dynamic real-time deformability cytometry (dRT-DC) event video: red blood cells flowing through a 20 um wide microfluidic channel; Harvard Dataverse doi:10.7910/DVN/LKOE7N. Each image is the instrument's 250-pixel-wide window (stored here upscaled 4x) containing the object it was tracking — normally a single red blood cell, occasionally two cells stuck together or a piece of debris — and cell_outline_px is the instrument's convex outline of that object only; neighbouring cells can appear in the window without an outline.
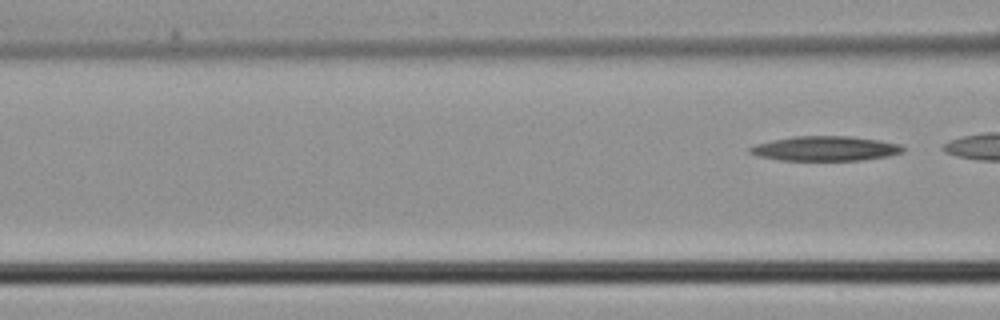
{"species": "common noctule bat (a hibernating species)", "species_latin": "Nyctalus noctula", "temperature_condition": "cold", "stored_images_in_passage": 3, "segment_of_instrument_passage": [2, 2], "camera_frame_rate_fps": 3000, "um_per_image_px": 0.085, "animal": {"sex": "male", "body_mass_g": 21.5, "forearm_length_mm": 52.0}, "frame": {"image": 1, "passage_image": 3, "time_ms": 0.667, "image_size_px": [1000, 320], "cell_outline_px": [[904, 152], [888, 156], [860, 160], [780, 160], [756, 156], [748, 152], [748, 148], [756, 144], [772, 140], [796, 136], [848, 136], [880, 140], [900, 144], [904, 148]], "centroid_in_image_um": [70.14, 12.62], "position_along_channel_um": 96.5, "area_um2": 22.02}}